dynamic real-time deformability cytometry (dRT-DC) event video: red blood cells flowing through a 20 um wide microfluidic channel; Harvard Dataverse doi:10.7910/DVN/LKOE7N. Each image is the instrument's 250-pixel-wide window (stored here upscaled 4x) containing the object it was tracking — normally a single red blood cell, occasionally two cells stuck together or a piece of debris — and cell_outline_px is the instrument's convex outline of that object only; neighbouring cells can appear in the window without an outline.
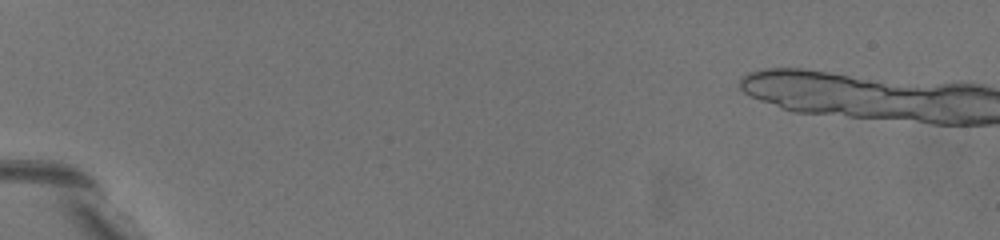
{"species": "common noctule bat (a hibernating species)", "species_latin": "Nyctalus noctula", "temperature_condition": "warm", "stored_images_in_passage": 2, "camera_frame_rate_fps": 3000, "um_per_image_px": 0.085, "animal": {"sex": "female", "body_mass_g": 19.5, "forearm_length_mm": 54.1}, "frame": {"image": 1, "passage_image": 1, "time_ms": 0.0, "image_size_px": [1000, 240], "cell_outline_px": [[180, 212], [164, 204], [120, 168], [116, 164], [104, 140], [108, 136], [120, 140], [128, 144], [140, 156], [176, 196], [180, 204]], "centroid_in_image_um": [11.98, 14.61], "position_along_channel_um": 73.0, "area_um2": 12.43}}